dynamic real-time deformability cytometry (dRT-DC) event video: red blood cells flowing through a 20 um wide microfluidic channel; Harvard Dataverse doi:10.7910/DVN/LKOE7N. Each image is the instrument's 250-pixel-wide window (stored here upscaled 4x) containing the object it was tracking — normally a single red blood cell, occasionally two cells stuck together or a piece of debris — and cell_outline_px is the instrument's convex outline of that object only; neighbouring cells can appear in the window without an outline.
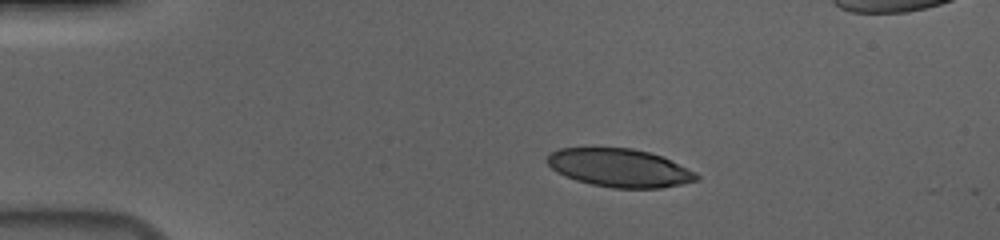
{"species": "human", "species_latin": "Homo sapiens", "temperature_condition": "cold", "stored_images_in_passage": 23, "camera_frame_rate_fps": 3000, "um_per_image_px": 0.085, "donor": {"sex": "male"}, "frame": {"image": 1, "passage_image": 1, "time_ms": 0.0, "image_size_px": [1000, 240], "cell_outline_px": [[700, 180], [660, 188], [612, 188], [592, 184], [576, 180], [564, 176], [556, 172], [544, 160], [548, 152], [560, 148], [632, 148], [648, 152], [660, 156], [696, 172], [700, 176]], "centroid_in_image_um": [52.61, 14.27], "position_along_channel_um": 32.4, "area_um2": 33.29}}
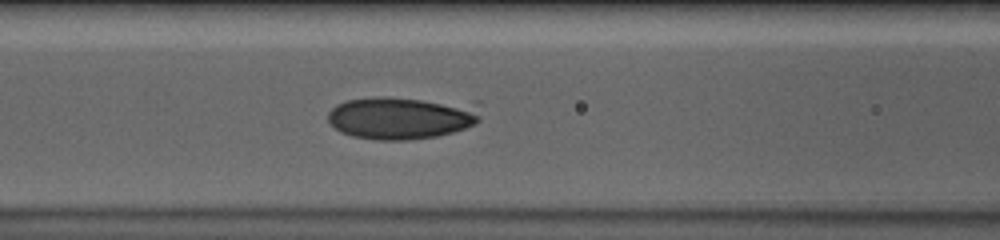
{"frame": {"image": 2, "passage_image": 14, "time_ms": 4.333, "image_size_px": [1000, 240], "cell_outline_px": [[480, 120], [476, 124], [452, 132], [436, 136], [408, 140], [376, 140], [352, 136], [340, 132], [328, 120], [328, 112], [336, 104], [348, 100], [380, 96], [480, 100]], "centroid_in_image_um": [34.28, 9.95], "position_along_channel_um": 132.3, "area_um2": 39.42}}
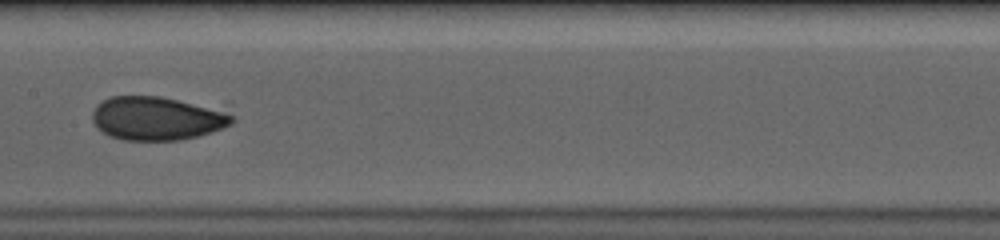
{"frame": {"image": 3, "passage_image": 19, "time_ms": 6.0, "image_size_px": [1000, 240], "cell_outline_px": [[236, 120], [232, 124], [212, 132], [180, 140], [124, 140], [108, 136], [96, 128], [92, 120], [92, 112], [96, 104], [108, 96], [160, 96], [176, 100], [236, 116]], "centroid_in_image_um": [13.23, 10.08], "position_along_channel_um": 194.2, "area_um2": 35.08}}